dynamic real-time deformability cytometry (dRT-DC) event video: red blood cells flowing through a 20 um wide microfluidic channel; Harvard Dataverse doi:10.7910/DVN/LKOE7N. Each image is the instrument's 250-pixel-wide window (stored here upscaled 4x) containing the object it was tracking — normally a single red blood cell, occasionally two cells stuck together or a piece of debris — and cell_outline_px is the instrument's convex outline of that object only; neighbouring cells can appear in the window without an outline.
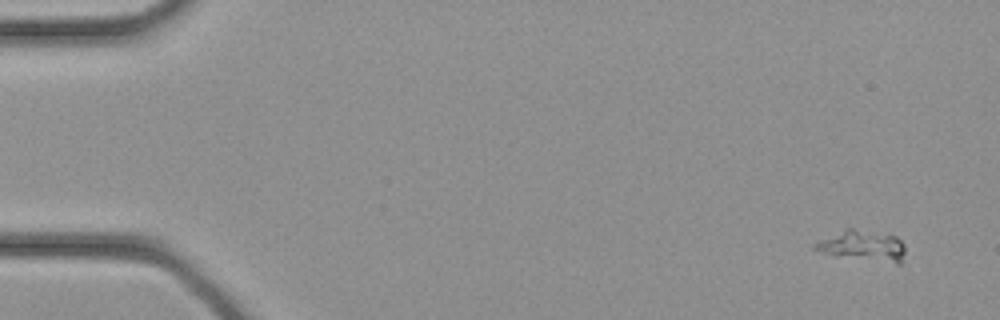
{"species": "common noctule bat (a hibernating species)", "species_latin": "Nyctalus noctula", "temperature_condition": "cold", "stored_images_in_passage": 24, "camera_frame_rate_fps": 3000, "um_per_image_px": 0.085, "animal": {"sex": "female", "body_mass_g": 21.9}, "frame": {"image": 1, "passage_image": 1, "time_ms": 0.0, "image_size_px": [1000, 320], "cell_outline_px": [[904, 252], [900, 264], [896, 264], [832, 256], [812, 248], [812, 244], [844, 228], [852, 228], [896, 236], [904, 244]], "centroid_in_image_um": [73.3, 20.91], "position_along_channel_um": 11.7, "area_um2": 16.36}}
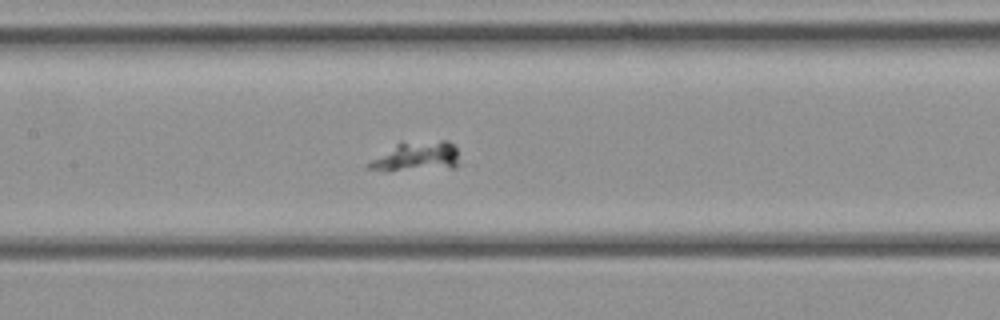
{"frame": {"image": 2, "passage_image": 16, "time_ms": 5.0, "image_size_px": [1000, 320], "cell_outline_px": [[460, 164], [456, 168], [388, 172], [368, 168], [368, 164], [372, 160], [400, 140], [448, 140], [456, 148]], "centroid_in_image_um": [35.44, 13.3], "position_along_channel_um": 172.0, "area_um2": 16.47}}
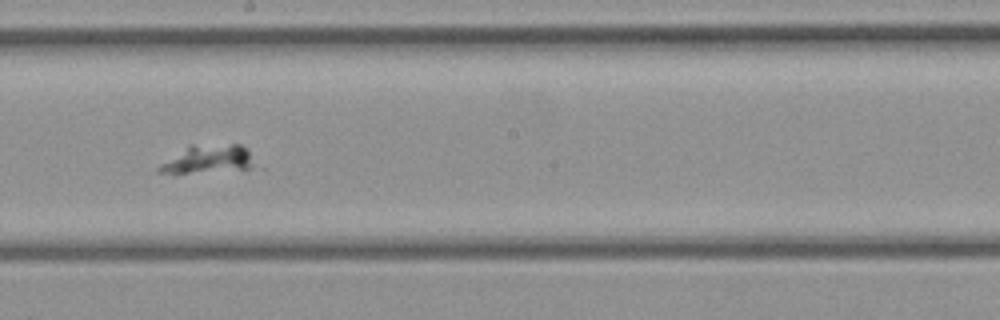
{"frame": {"image": 3, "passage_image": 19, "time_ms": 6.0, "image_size_px": [1000, 320], "cell_outline_px": [[248, 168], [188, 172], [156, 172], [156, 168], [160, 164], [192, 144], [240, 144], [248, 148]], "centroid_in_image_um": [17.59, 13.48], "position_along_channel_um": 230.6, "area_um2": 14.68}}